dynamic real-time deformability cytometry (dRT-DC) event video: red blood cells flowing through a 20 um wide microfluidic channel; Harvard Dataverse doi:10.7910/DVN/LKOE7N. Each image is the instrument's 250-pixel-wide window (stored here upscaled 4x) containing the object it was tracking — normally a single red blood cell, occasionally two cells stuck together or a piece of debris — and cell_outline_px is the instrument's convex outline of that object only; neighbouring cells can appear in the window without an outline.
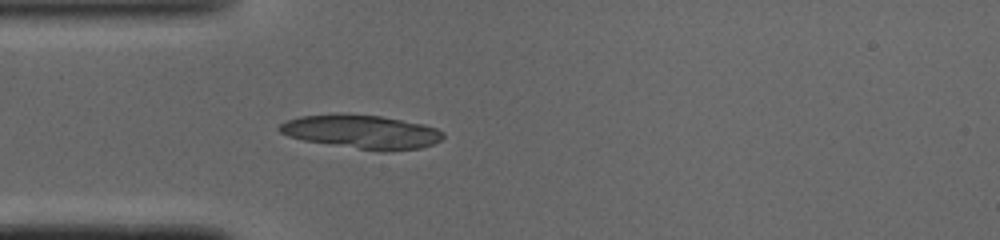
{"species": "common noctule bat (a hibernating species)", "species_latin": "Nyctalus noctula", "temperature_condition": "cold", "stored_images_in_passage": 36, "camera_frame_rate_fps": 3000, "um_per_image_px": 0.085, "animal": {"sex": "male", "body_mass_g": 19.0, "forearm_length_mm": 50.8}, "frame": {"image": 1, "passage_image": 1, "time_ms": 0.0, "image_size_px": [1000, 240], "cell_outline_px": [[444, 136], [440, 140], [432, 144], [420, 148], [380, 152], [304, 140], [288, 136], [280, 132], [276, 128], [280, 124], [288, 120], [300, 116], [380, 116], [424, 124], [436, 128], [444, 132]], "centroid_in_image_um": [30.79, 11.24], "position_along_channel_um": 54.2, "area_um2": 31.27}}
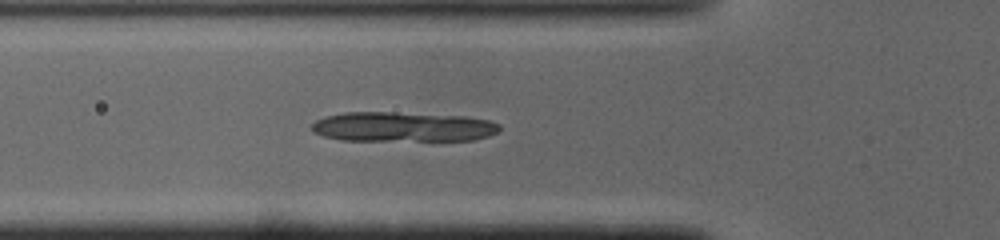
{"frame": {"image": 2, "passage_image": 4, "time_ms": 1.0, "image_size_px": [1000, 240], "cell_outline_px": [[500, 128], [496, 132], [488, 136], [472, 140], [340, 140], [324, 136], [316, 132], [312, 128], [312, 124], [316, 120], [324, 116], [344, 112], [392, 112], [464, 116], [488, 120], [500, 124]], "centroid_in_image_um": [34.23, 10.77], "position_along_channel_um": 91.6, "area_um2": 32.43}}
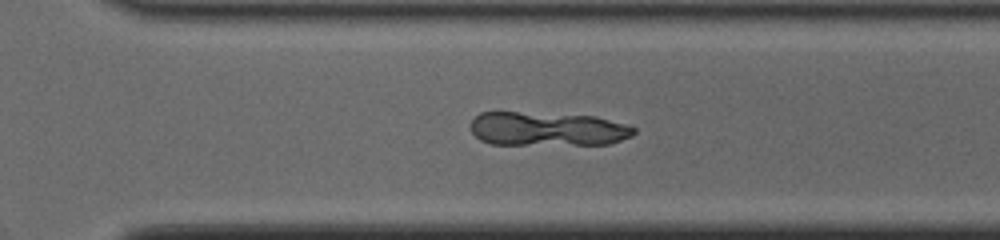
{"frame": {"image": 3, "passage_image": 21, "time_ms": 6.667, "image_size_px": [1000, 240], "cell_outline_px": [[636, 132], [632, 136], [608, 144], [492, 144], [480, 140], [472, 132], [472, 120], [480, 112], [516, 112], [596, 116], [628, 124], [636, 128]], "centroid_in_image_um": [46.57, 10.96], "position_along_channel_um": 324.0, "area_um2": 32.25}}